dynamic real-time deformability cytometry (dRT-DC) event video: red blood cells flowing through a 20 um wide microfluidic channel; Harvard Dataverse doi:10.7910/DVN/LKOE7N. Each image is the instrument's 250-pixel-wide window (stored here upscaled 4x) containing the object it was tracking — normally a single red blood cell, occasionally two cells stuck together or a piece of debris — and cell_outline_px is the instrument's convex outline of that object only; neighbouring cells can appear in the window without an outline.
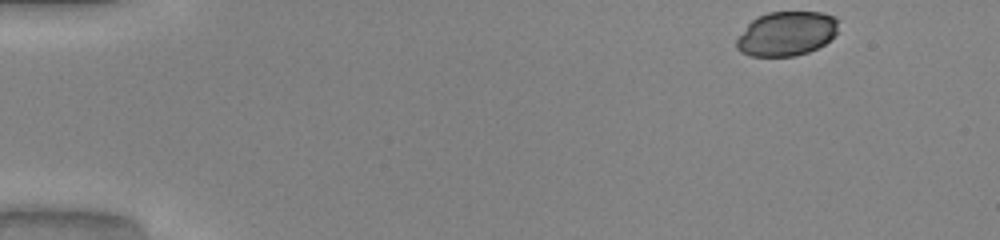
{"species": "common noctule bat (a hibernating species)", "species_latin": "Nyctalus noctula", "temperature_condition": "warm", "stored_images_in_passage": 42, "camera_frame_rate_fps": 3000, "um_per_image_px": 0.085, "animal": {"sex": "male", "body_mass_g": 20.0, "forearm_length_mm": 53.3}, "frame": {"image": 1, "passage_image": 1, "time_ms": 0.0, "image_size_px": [1000, 240], "cell_outline_px": [[836, 32], [824, 44], [808, 52], [792, 56], [752, 56], [740, 52], [736, 48], [736, 40], [748, 24], [756, 16], [768, 12], [820, 12], [836, 16]], "centroid_in_image_um": [66.81, 2.85], "position_along_channel_um": 18.2, "area_um2": 26.13}}
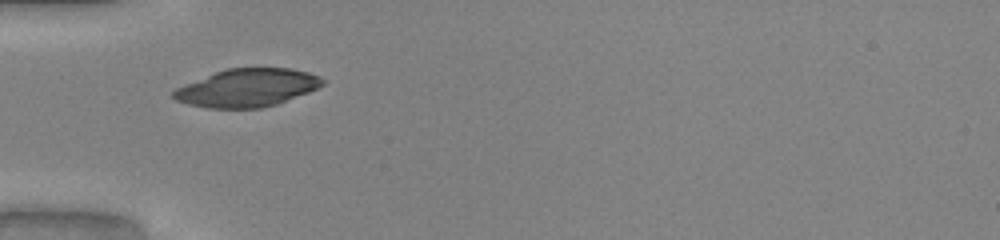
{"frame": {"image": 2, "passage_image": 13, "time_ms": 4.0, "image_size_px": [1000, 240], "cell_outline_px": [[324, 84], [308, 92], [276, 104], [260, 108], [208, 108], [188, 104], [176, 100], [172, 96], [172, 92], [176, 88], [184, 84], [216, 72], [228, 68], [288, 68], [308, 72], [320, 76], [324, 80]], "centroid_in_image_um": [21.0, 7.46], "position_along_channel_um": 64.0, "area_um2": 32.71}}